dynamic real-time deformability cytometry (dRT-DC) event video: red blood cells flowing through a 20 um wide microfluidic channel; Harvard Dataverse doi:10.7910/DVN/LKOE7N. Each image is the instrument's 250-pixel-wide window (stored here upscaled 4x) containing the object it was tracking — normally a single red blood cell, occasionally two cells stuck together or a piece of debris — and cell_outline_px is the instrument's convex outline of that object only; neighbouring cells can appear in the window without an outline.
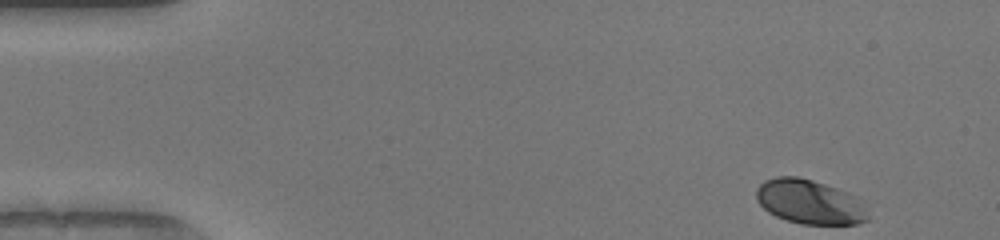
{"species": "human", "species_latin": "Homo sapiens", "temperature_condition": "warm", "stored_images_in_passage": 48, "camera_frame_rate_fps": 3000, "um_per_image_px": 0.085, "donor": {"sex": "female"}, "frame": {"image": 1, "passage_image": 1, "time_ms": 0.0, "image_size_px": [1000, 240], "cell_outline_px": [[868, 220], [856, 224], [800, 224], [776, 216], [768, 212], [756, 200], [756, 188], [764, 180], [776, 176], [796, 176], [812, 180], [848, 192], [852, 196], [868, 216]], "centroid_in_image_um": [68.72, 17.15], "position_along_channel_um": 16.3, "area_um2": 28.38}}
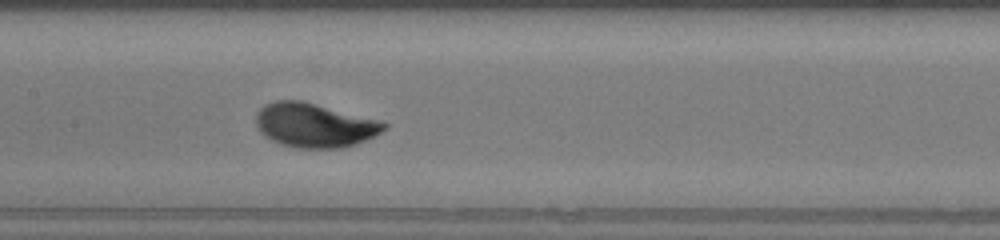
{"frame": {"image": 2, "passage_image": 22, "time_ms": 7.0, "image_size_px": [1000, 240], "cell_outline_px": [[388, 124], [380, 132], [356, 144], [340, 148], [296, 148], [280, 144], [264, 136], [260, 132], [256, 124], [256, 112], [264, 104], [276, 100], [300, 100], [384, 120]], "centroid_in_image_um": [26.72, 10.63], "position_along_channel_um": 180.7, "area_um2": 33.18}}
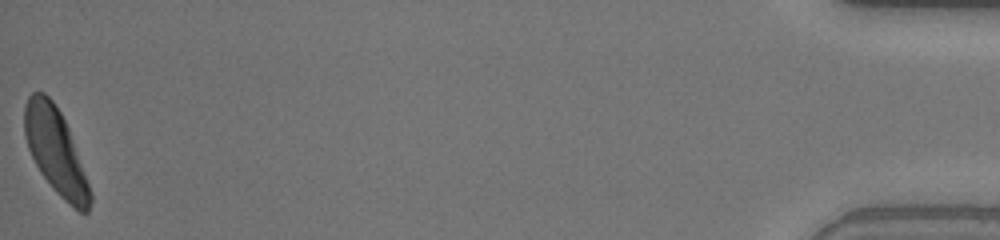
{"frame": {"image": 3, "passage_image": 48, "time_ms": 15.667, "image_size_px": [1000, 240], "cell_outline_px": [[92, 200], [88, 212], [80, 212], [64, 200], [56, 192], [40, 172], [28, 148], [24, 136], [24, 104], [28, 96], [32, 92], [44, 92], [52, 100], [60, 112], [68, 128], [92, 192]], "centroid_in_image_um": [4.72, 12.84], "position_along_channel_um": 430.5, "area_um2": 32.43}, "authors_computed_cell_mechanics": {"area_um2": 32.0501, "velocity_mm_per_s": 4.0458, "shape_relaxation_time_tau1_ms": 2.1692, "shape_relaxation_time_tau2_ms": null, "deformation_change_tau1": 0.1481, "deformation_change_tau2": null}}